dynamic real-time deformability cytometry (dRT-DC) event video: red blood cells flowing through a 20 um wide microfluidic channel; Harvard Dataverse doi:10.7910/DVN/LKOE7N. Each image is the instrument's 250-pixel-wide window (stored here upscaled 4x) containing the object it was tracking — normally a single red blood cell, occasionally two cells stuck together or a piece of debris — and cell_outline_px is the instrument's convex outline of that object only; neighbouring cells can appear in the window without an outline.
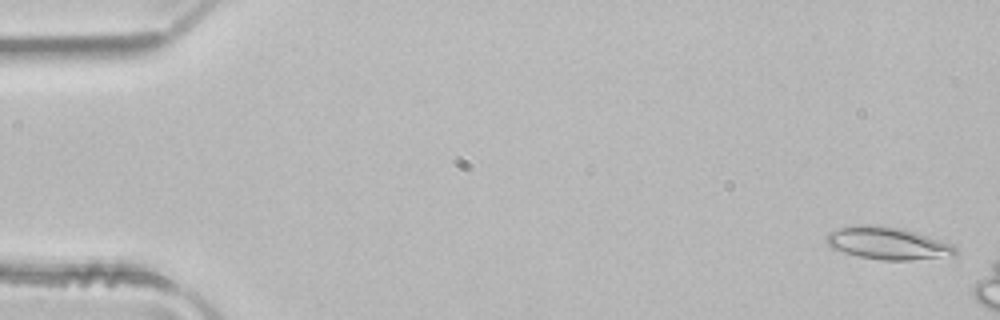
{"species": "common noctule bat (a hibernating species)", "species_latin": "Nyctalus noctula", "temperature_condition": "room temperature", "stored_images_in_passage": 5, "camera_frame_rate_fps": 3000, "um_per_image_px": 0.085, "animal": {"sex": "male", "body_mass_g": 21.5, "forearm_length_mm": 52.0}, "frame": {"image": 1, "passage_image": 1, "time_ms": 0.0, "image_size_px": [1000, 320], "cell_outline_px": [[956, 256], [912, 260], [880, 260], [860, 256], [844, 252], [832, 248], [824, 240], [828, 232], [836, 228], [848, 224], [876, 224], [900, 228], [916, 232], [952, 244], [956, 248]], "centroid_in_image_um": [75.41, 20.66], "position_along_channel_um": 9.6, "area_um2": 24.74}}